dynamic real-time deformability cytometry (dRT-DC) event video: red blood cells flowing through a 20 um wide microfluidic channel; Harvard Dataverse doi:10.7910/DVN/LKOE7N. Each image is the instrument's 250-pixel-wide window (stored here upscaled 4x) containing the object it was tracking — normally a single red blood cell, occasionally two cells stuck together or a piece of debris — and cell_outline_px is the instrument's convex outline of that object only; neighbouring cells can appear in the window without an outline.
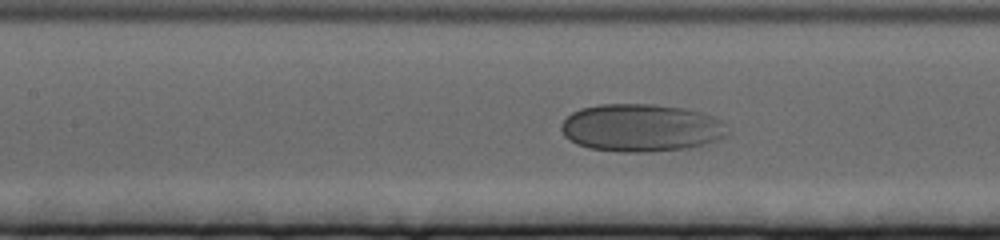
{"species": "human", "species_latin": "Homo sapiens", "temperature_condition": "cold", "stored_images_in_passage": 64, "camera_frame_rate_fps": 3000, "um_per_image_px": 0.085, "donor": {"sex": "female"}, "frame": {"image": 1, "passage_image": 29, "time_ms": 9.333, "image_size_px": [1000, 240], "cell_outline_px": [[728, 132], [724, 136], [716, 140], [704, 144], [688, 148], [648, 152], [620, 152], [588, 148], [576, 144], [564, 136], [560, 128], [560, 124], [572, 112], [580, 108], [600, 104], [652, 104], [684, 108], [700, 112], [712, 116], [720, 120], [724, 124]], "centroid_in_image_um": [54.45, 10.86], "position_along_channel_um": 153.0, "area_um2": 46.3}}
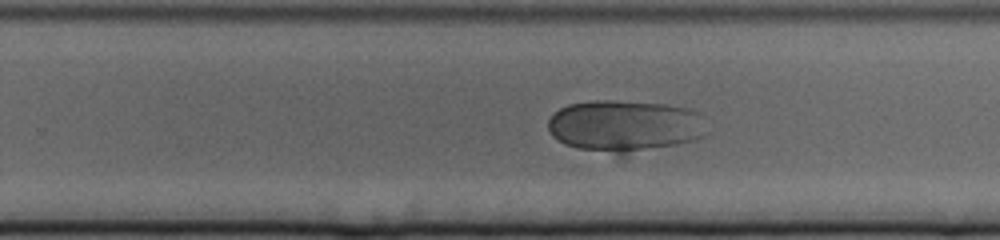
{"frame": {"image": 2, "passage_image": 41, "time_ms": 13.333, "image_size_px": [1000, 240], "cell_outline_px": [[708, 132], [704, 136], [696, 140], [676, 144], [648, 148], [576, 148], [564, 144], [556, 140], [552, 136], [548, 128], [548, 120], [560, 108], [568, 104], [596, 100], [616, 100], [664, 104], [688, 108], [700, 112]], "centroid_in_image_um": [53.13, 10.61], "position_along_channel_um": 276.7, "area_um2": 46.12}}
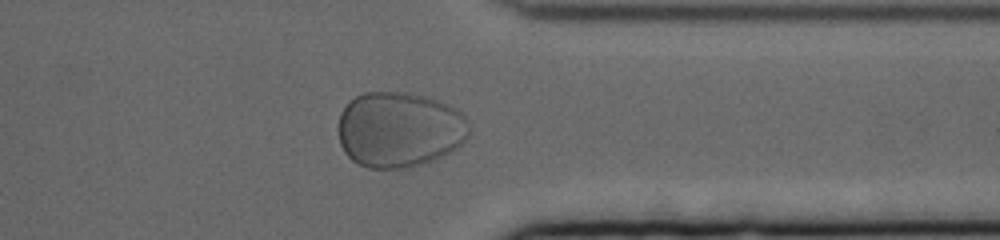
{"frame": {"image": 3, "passage_image": 51, "time_ms": 16.667, "image_size_px": [1000, 240], "cell_outline_px": [[468, 136], [452, 152], [412, 168], [368, 168], [356, 164], [344, 152], [340, 144], [336, 128], [340, 112], [356, 96], [364, 92], [404, 92], [428, 96], [448, 104], [456, 108], [468, 120]], "centroid_in_image_um": [33.92, 11.02], "position_along_channel_um": 377.5, "area_um2": 58.32}}